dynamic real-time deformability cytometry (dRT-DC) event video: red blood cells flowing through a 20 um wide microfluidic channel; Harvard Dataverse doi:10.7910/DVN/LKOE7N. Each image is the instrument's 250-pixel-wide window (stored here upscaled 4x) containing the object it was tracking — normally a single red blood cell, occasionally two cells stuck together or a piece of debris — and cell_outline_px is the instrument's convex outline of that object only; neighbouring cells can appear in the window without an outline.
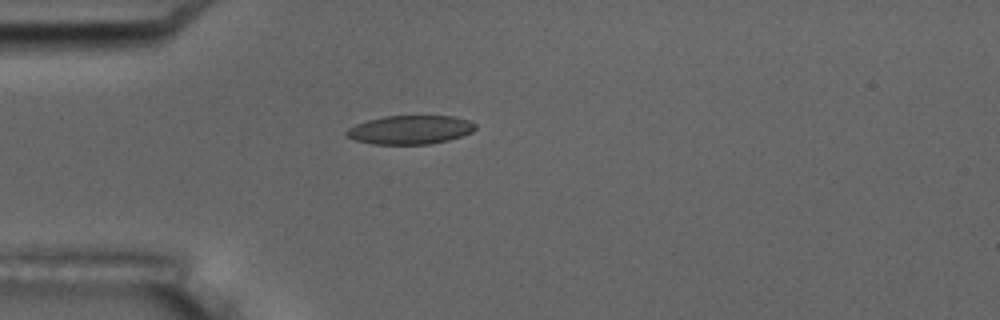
{"species": "common noctule bat (a hibernating species)", "species_latin": "Nyctalus noctula", "temperature_condition": "room temperature", "stored_images_in_passage": 2, "camera_frame_rate_fps": 3000, "um_per_image_px": 0.085, "animal": {"sex": "male", "body_mass_g": 17.5, "forearm_length_mm": 52.3}, "frame": {"image": 1, "passage_image": 2, "time_ms": 1.0, "image_size_px": [1000, 320], "cell_outline_px": [[476, 128], [472, 132], [448, 140], [428, 144], [372, 144], [356, 140], [344, 136], [344, 132], [348, 128], [356, 124], [368, 120], [384, 116], [452, 116], [468, 120], [476, 124]], "centroid_in_image_um": [34.83, 11.03], "position_along_channel_um": 50.2, "area_um2": 21.56}}